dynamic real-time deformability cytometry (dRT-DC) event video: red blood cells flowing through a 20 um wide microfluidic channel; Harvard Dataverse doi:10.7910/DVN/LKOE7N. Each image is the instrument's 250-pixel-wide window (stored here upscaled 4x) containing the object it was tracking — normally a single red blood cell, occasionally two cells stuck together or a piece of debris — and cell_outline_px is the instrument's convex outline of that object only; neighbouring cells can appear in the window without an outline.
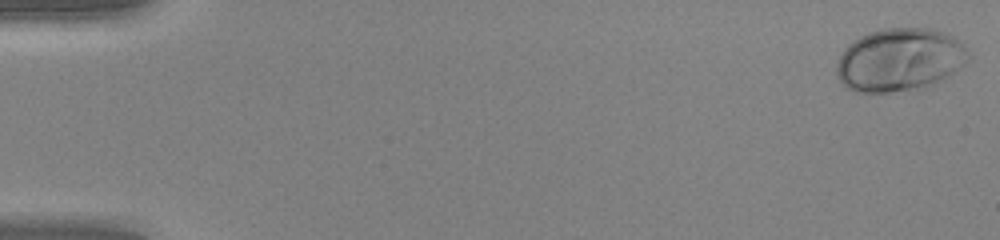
{"species": "human", "species_latin": "Homo sapiens", "temperature_condition": "warm", "stored_images_in_passage": 49, "camera_frame_rate_fps": 3000, "um_per_image_px": 0.085, "donor": {"sex": "female"}, "frame": {"image": 1, "passage_image": 1, "time_ms": 0.0, "image_size_px": [1000, 240], "cell_outline_px": [[972, 56], [964, 64], [928, 88], [888, 92], [856, 92], [848, 88], [836, 76], [836, 64], [844, 48], [848, 44], [860, 36], [868, 32], [884, 28], [936, 28], [952, 36], [964, 44]], "centroid_in_image_um": [76.48, 5.07], "position_along_channel_um": 8.5, "area_um2": 48.78}}
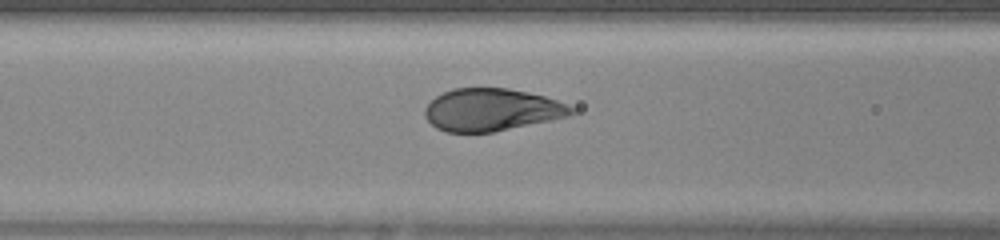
{"frame": {"image": 2, "passage_image": 21, "time_ms": 6.667, "image_size_px": [1000, 240], "cell_outline_px": [[576, 112], [568, 116], [496, 132], [444, 132], [436, 128], [424, 116], [424, 108], [436, 96], [452, 88], [508, 88], [528, 92], [544, 96], [556, 100], [576, 108]], "centroid_in_image_um": [41.78, 9.33], "position_along_channel_um": 124.8, "area_um2": 36.3}}
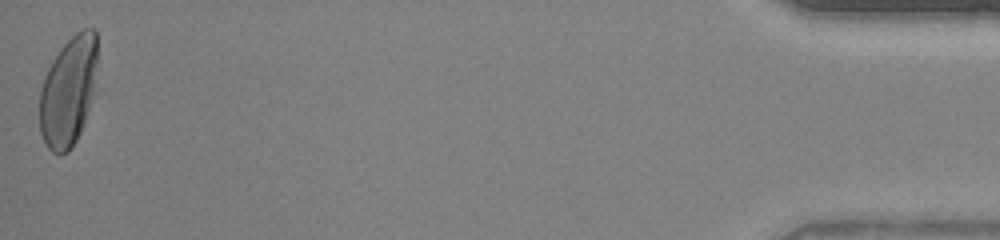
{"frame": {"image": 3, "passage_image": 49, "time_ms": 16.0, "image_size_px": [1000, 240], "cell_outline_px": [[96, 60], [92, 92], [84, 124], [76, 140], [68, 152], [60, 156], [52, 152], [48, 148], [40, 132], [40, 92], [44, 76], [52, 60], [60, 48], [76, 32], [84, 28], [92, 28], [96, 32]], "centroid_in_image_um": [5.78, 7.78], "position_along_channel_um": 429.4, "area_um2": 36.41}, "authors_computed_cell_mechanics": {"area_um2": 38.148, "velocity_mm_per_s": 4.2091, "shape_relaxation_time_tau1_ms": 2.4977, "shape_relaxation_time_tau2_ms": null, "deformation_change_tau1": 0.179, "deformation_change_tau2": null}}